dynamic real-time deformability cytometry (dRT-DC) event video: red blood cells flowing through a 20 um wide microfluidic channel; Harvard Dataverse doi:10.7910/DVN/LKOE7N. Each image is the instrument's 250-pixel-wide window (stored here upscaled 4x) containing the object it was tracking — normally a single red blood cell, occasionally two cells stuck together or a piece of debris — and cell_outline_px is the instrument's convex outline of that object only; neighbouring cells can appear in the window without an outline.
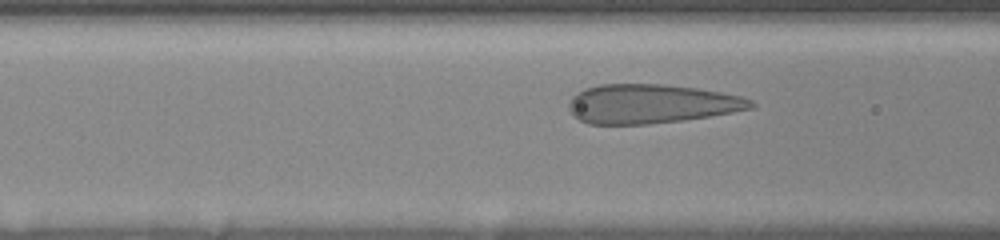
{"species": "human", "species_latin": "Homo sapiens", "temperature_condition": "room temperature", "stored_images_in_passage": 26, "camera_frame_rate_fps": 3000, "um_per_image_px": 0.085, "donor": {"sex": "female"}, "frame": {"image": 1, "passage_image": 12, "time_ms": 4.0, "image_size_px": [1000, 240], "cell_outline_px": [[756, 104], [752, 108], [732, 112], [708, 116], [680, 120], [648, 124], [588, 124], [572, 116], [568, 108], [568, 104], [572, 96], [584, 88], [600, 84], [664, 84], [696, 88], [720, 92], [740, 96], [752, 100]], "centroid_in_image_um": [55.29, 8.82], "position_along_channel_um": 111.3, "area_um2": 41.5}}
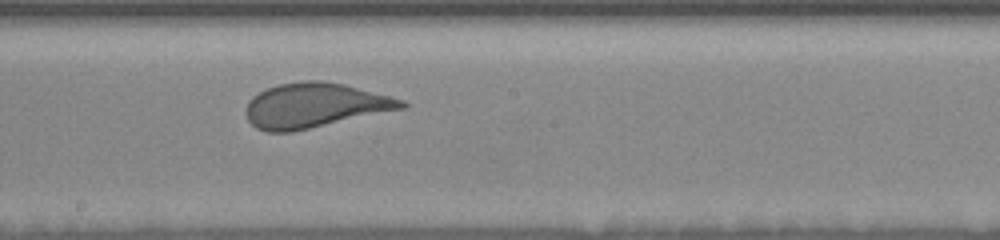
{"frame": {"image": 2, "passage_image": 18, "time_ms": 7.0, "image_size_px": [1000, 240], "cell_outline_px": [[408, 104], [404, 108], [292, 132], [268, 132], [256, 128], [248, 120], [244, 112], [248, 100], [252, 96], [276, 84], [300, 80], [320, 80], [344, 84], [404, 100]], "centroid_in_image_um": [26.69, 8.95], "position_along_channel_um": 221.5, "area_um2": 40.52}}
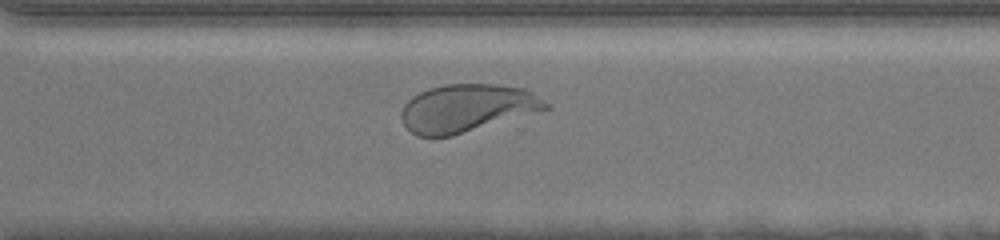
{"frame": {"image": 3, "passage_image": 26, "time_ms": 10.0, "image_size_px": [1000, 240], "cell_outline_px": [[552, 108], [452, 136], [416, 136], [404, 124], [400, 116], [400, 112], [404, 104], [412, 96], [428, 88], [444, 84], [496, 84], [524, 88], [532, 92], [544, 100]], "centroid_in_image_um": [39.69, 9.18], "position_along_channel_um": 330.9, "area_um2": 40.29}}